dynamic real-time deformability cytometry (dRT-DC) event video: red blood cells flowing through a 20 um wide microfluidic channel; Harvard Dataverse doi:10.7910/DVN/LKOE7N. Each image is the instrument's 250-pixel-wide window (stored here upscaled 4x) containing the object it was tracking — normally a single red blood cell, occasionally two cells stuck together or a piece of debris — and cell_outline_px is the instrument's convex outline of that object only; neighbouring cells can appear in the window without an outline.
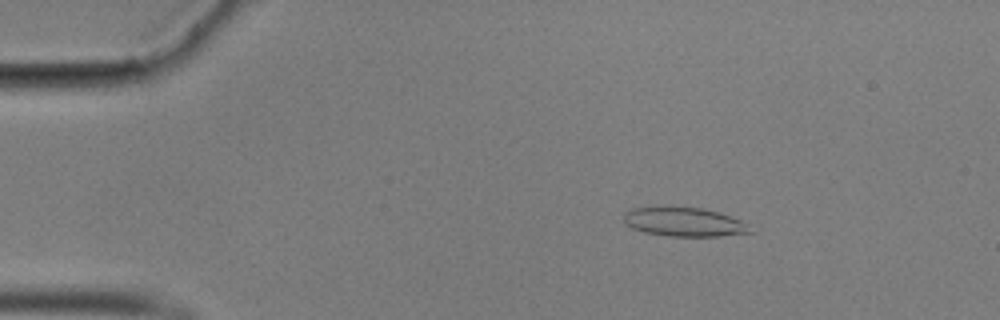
{"species": "common noctule bat (a hibernating species)", "species_latin": "Nyctalus noctula", "temperature_condition": "cold", "stored_images_in_passage": 49, "camera_frame_rate_fps": 3000, "um_per_image_px": 0.085, "animal": {"sex": "male", "body_mass_g": 17.9}, "frame": {"image": 1, "passage_image": 2, "time_ms": 0.333, "image_size_px": [1000, 320], "cell_outline_px": [[752, 232], [720, 236], [668, 236], [644, 232], [632, 228], [624, 224], [624, 212], [632, 208], [700, 208], [716, 212], [740, 220], [748, 224]], "centroid_in_image_um": [58.12, 18.89], "position_along_channel_um": 26.9, "area_um2": 20.87}}
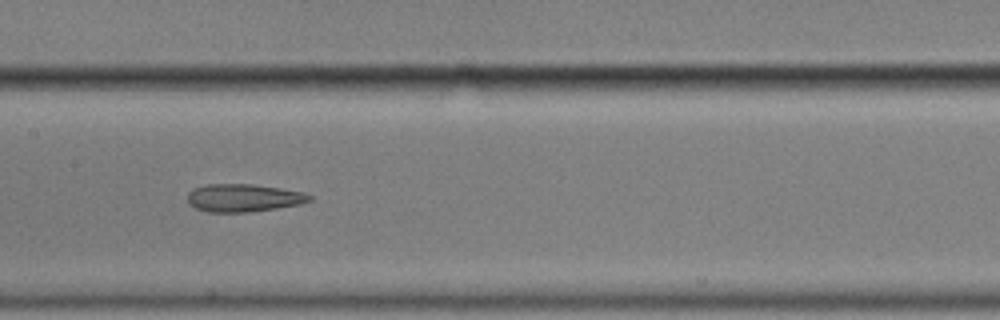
{"frame": {"image": 2, "passage_image": 21, "time_ms": 6.667, "image_size_px": [1000, 320], "cell_outline_px": [[312, 200], [300, 204], [252, 212], [208, 212], [196, 208], [188, 200], [188, 192], [192, 188], [208, 184], [252, 184], [280, 188], [304, 192], [312, 196]], "centroid_in_image_um": [20.71, 16.81], "position_along_channel_um": 186.7, "area_um2": 19.77}}
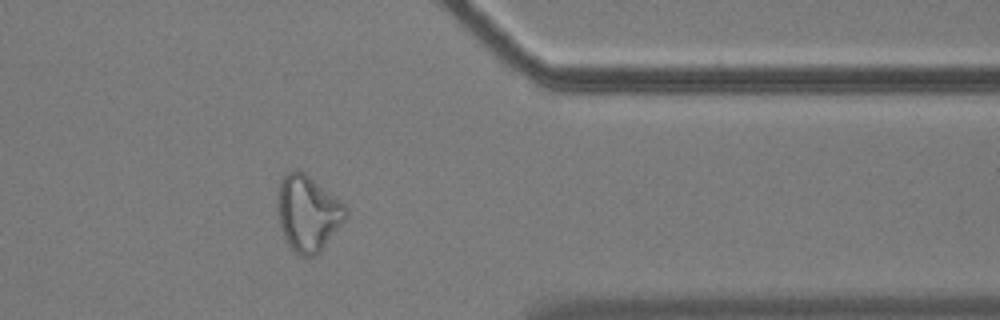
{"frame": {"image": 3, "passage_image": 39, "time_ms": 12.667, "image_size_px": [1000, 320], "cell_outline_px": [[348, 216], [320, 252], [316, 256], [300, 256], [288, 244], [284, 236], [280, 224], [276, 208], [276, 200], [280, 184], [284, 176], [288, 172], [304, 172], [344, 204], [348, 208]], "centroid_in_image_um": [26.17, 18.15], "position_along_channel_um": 385.2, "area_um2": 29.82}, "authors_computed_cell_mechanics": {"area_um2": 21.4438, "velocity_mm_per_s": 3.5303, "shape_relaxation_time_tau1_ms": null, "shape_relaxation_time_tau2_ms": 2.5931, "deformation_change_tau1": null, "deformation_change_tau2": 0.1227}}